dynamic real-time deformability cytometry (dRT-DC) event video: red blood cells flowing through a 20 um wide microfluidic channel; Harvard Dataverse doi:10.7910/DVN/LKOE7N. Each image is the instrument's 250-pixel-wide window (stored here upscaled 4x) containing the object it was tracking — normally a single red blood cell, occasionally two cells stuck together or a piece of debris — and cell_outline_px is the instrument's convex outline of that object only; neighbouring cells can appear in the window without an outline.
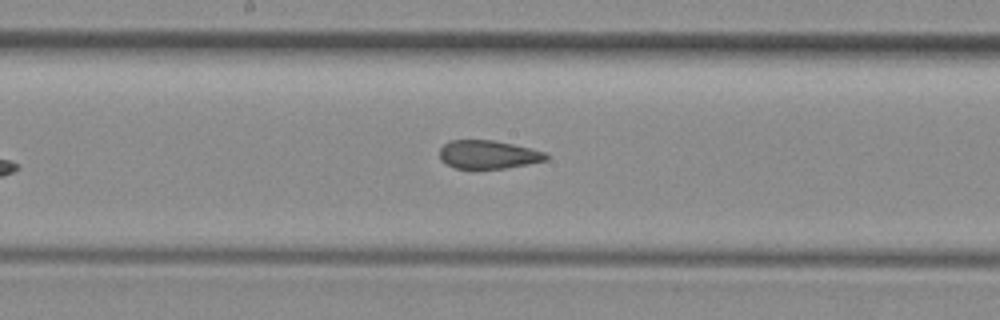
{"species": "common noctule bat (a hibernating species)", "species_latin": "Nyctalus noctula", "temperature_condition": "room temperature", "stored_images_in_passage": 5, "camera_frame_rate_fps": 3000, "um_per_image_px": 0.085, "animal": {"sex": "female", "body_mass_g": 29.2, "forearm_length_mm": 56.3}, "frame": {"image": 1, "passage_image": 5, "time_ms": 1.333, "image_size_px": [1000, 320], "cell_outline_px": [[548, 160], [528, 164], [504, 168], [456, 168], [440, 160], [440, 148], [444, 144], [452, 140], [492, 140], [532, 148], [544, 152], [548, 156]], "centroid_in_image_um": [41.51, 13.13], "position_along_channel_um": 206.7, "area_um2": 17.46}}